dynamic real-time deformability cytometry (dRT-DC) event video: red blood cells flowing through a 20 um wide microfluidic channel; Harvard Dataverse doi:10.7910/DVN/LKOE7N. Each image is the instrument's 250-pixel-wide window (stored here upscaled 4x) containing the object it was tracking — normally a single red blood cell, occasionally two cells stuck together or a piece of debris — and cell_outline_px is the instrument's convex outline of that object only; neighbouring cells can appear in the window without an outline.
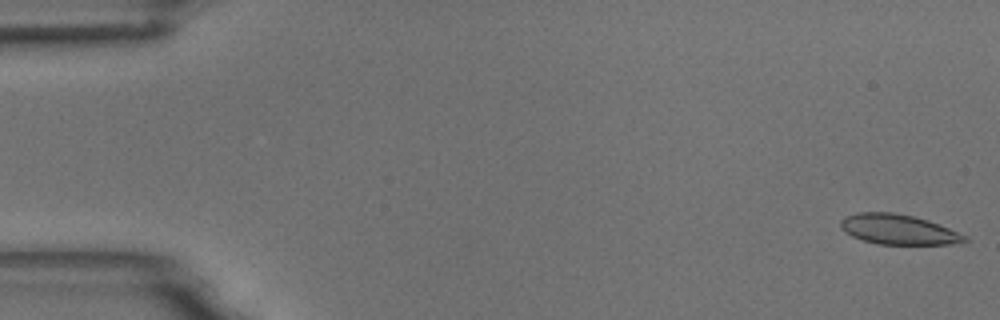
{"species": "common noctule bat (a hibernating species)", "species_latin": "Nyctalus noctula", "temperature_condition": "room temperature", "stored_images_in_passage": 54, "camera_frame_rate_fps": 3000, "um_per_image_px": 0.085, "animal": {"sex": "male", "body_mass_g": 18.8}, "frame": {"image": 1, "passage_image": 1, "time_ms": 0.0, "image_size_px": [1000, 320], "cell_outline_px": [[968, 240], [948, 244], [876, 244], [852, 236], [844, 232], [840, 228], [840, 220], [844, 216], [856, 212], [892, 212], [912, 216], [928, 220], [968, 236]], "centroid_in_image_um": [76.3, 19.49], "position_along_channel_um": 8.7, "area_um2": 21.68}}
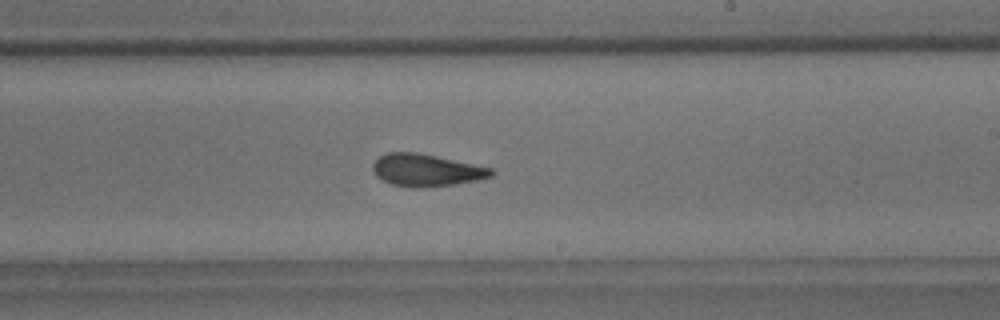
{"frame": {"image": 2, "passage_image": 32, "time_ms": 10.333, "image_size_px": [1000, 320], "cell_outline_px": [[496, 172], [492, 176], [476, 180], [452, 184], [420, 188], [412, 188], [392, 184], [376, 176], [372, 168], [372, 164], [380, 156], [388, 152], [416, 152], [436, 156], [492, 168]], "centroid_in_image_um": [36.22, 14.46], "position_along_channel_um": 252.8, "area_um2": 22.08}}
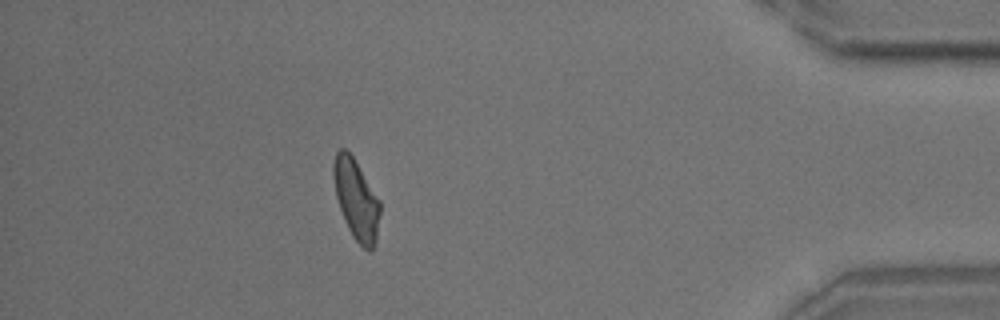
{"frame": {"image": 3, "passage_image": 48, "time_ms": 15.667, "image_size_px": [1000, 320], "cell_outline_px": [[380, 212], [376, 240], [372, 248], [368, 252], [352, 236], [344, 220], [336, 196], [332, 176], [332, 164], [336, 152], [340, 148], [344, 148], [352, 156], [380, 200]], "centroid_in_image_um": [30.26, 16.94], "position_along_channel_um": 404.9, "area_um2": 21.62}, "authors_computed_cell_mechanics": {"area_um2": 22.1663, "velocity_mm_per_s": 3.725, "shape_relaxation_time_tau1_ms": 7.9519, "shape_relaxation_time_tau2_ms": 1.9032, "deformation_change_tau1": 0.173, "deformation_change_tau2": 0.0953}}